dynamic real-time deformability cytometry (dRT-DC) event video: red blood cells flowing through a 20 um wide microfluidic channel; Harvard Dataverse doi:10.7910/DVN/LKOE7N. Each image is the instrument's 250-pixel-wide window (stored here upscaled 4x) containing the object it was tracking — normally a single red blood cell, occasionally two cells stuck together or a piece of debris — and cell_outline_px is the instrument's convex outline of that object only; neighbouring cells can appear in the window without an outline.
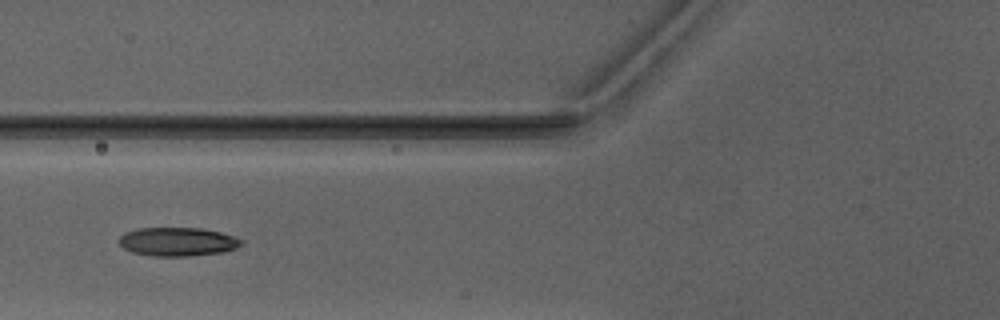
{"species": "Egyptian fruit bat (a non-hibernating species)", "species_latin": "Rousettus aegyptiacus", "temperature_condition": "warm", "stored_images_in_passage": 7, "camera_frame_rate_fps": 3000, "um_per_image_px": 0.085, "animal": {"sex": "male"}, "frame": {"image": 1, "passage_image": 7, "time_ms": 7.0, "image_size_px": [1000, 320], "cell_outline_px": [[244, 244], [236, 248], [224, 252], [188, 256], [152, 256], [132, 252], [124, 248], [120, 244], [120, 236], [124, 232], [140, 228], [200, 228], [220, 232], [244, 240]], "centroid_in_image_um": [15.12, 20.55], "position_along_channel_um": 110.7, "area_um2": 20.46}}